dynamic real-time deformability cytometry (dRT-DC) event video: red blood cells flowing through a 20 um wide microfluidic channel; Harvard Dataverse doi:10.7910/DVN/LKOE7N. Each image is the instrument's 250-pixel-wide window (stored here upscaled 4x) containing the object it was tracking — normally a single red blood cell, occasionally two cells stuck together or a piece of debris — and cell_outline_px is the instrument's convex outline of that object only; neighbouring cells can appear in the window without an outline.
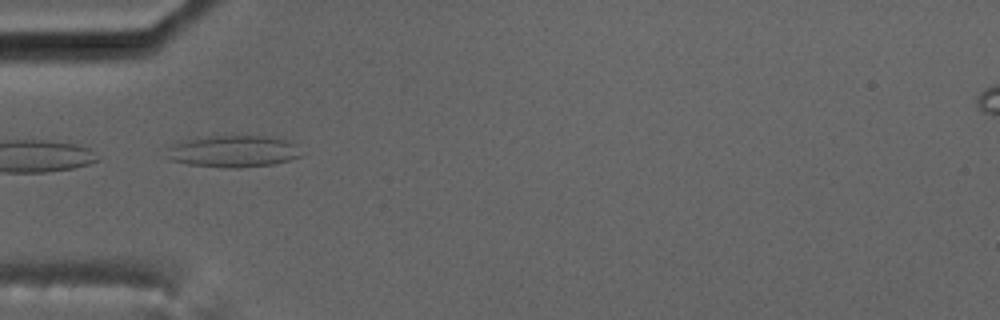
{"species": "common noctule bat (a hibernating species)", "species_latin": "Nyctalus noctula", "temperature_condition": "cold", "stored_images_in_passage": 8, "camera_frame_rate_fps": 3000, "um_per_image_px": 0.085, "animal": {"sex": "male", "body_mass_g": 17.5, "forearm_length_mm": 52.3}, "frame": {"image": 1, "passage_image": 5, "time_ms": 4.667, "image_size_px": [1000, 320], "cell_outline_px": [[300, 156], [288, 160], [272, 164], [240, 168], [224, 168], [188, 164], [168, 160], [164, 144], [176, 140], [196, 136], [272, 136], [288, 140], [296, 144]], "centroid_in_image_um": [19.66, 12.84], "position_along_channel_um": 65.3, "area_um2": 25.78}}